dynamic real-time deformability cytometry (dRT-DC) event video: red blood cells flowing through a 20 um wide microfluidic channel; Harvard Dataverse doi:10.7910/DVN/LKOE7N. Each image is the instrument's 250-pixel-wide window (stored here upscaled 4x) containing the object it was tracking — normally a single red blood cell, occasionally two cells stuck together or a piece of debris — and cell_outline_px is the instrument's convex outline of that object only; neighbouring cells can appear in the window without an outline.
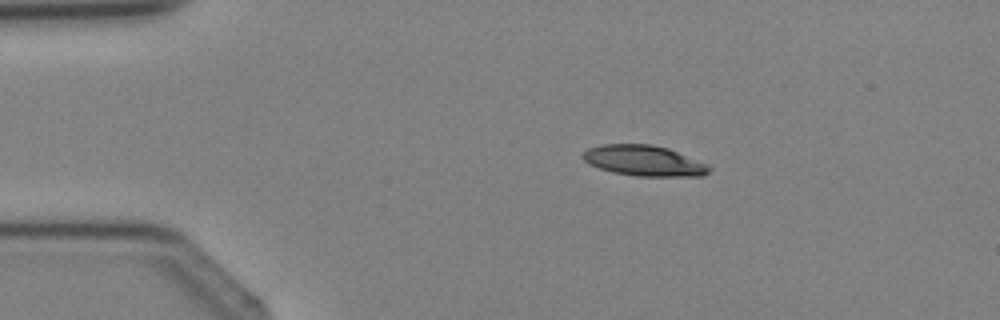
{"species": "Egyptian fruit bat (a non-hibernating species)", "species_latin": "Rousettus aegyptiacus", "temperature_condition": "cold", "stored_images_in_passage": 3, "camera_frame_rate_fps": 3000, "um_per_image_px": 0.085, "animal": {"sex": "female"}, "frame": {"image": 1, "passage_image": 2, "time_ms": 2.0, "image_size_px": [1000, 320], "cell_outline_px": [[712, 168], [704, 176], [636, 176], [612, 172], [588, 164], [580, 156], [588, 148], [604, 144], [652, 144], [668, 148], [708, 164]], "centroid_in_image_um": [54.74, 13.66], "position_along_channel_um": 30.3, "area_um2": 22.6}}